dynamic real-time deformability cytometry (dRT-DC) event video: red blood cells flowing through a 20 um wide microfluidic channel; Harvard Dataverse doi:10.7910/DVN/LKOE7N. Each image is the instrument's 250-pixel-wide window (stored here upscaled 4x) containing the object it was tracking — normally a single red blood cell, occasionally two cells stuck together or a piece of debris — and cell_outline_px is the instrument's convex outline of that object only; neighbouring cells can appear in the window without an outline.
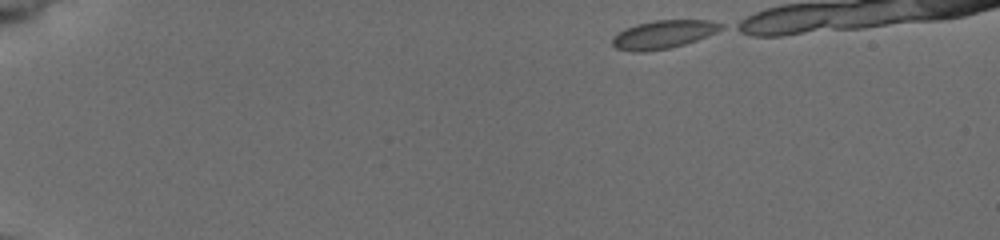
{"species": "common noctule bat (a hibernating species)", "species_latin": "Nyctalus noctula", "temperature_condition": "cold", "stored_images_in_passage": 16, "camera_frame_rate_fps": 3000, "um_per_image_px": 0.085, "animal": {"sex": "female", "body_mass_g": 19.5, "forearm_length_mm": 54.1}, "frame": {"image": 1, "passage_image": 1, "time_ms": 0.0, "image_size_px": [1000, 240], "cell_outline_px": [[724, 28], [716, 32], [696, 40], [684, 44], [668, 48], [644, 52], [640, 52], [616, 48], [612, 44], [612, 36], [624, 28], [636, 24], [652, 20], [708, 20], [724, 24]], "centroid_in_image_um": [56.37, 2.91], "position_along_channel_um": 28.6, "area_um2": 17.86}}
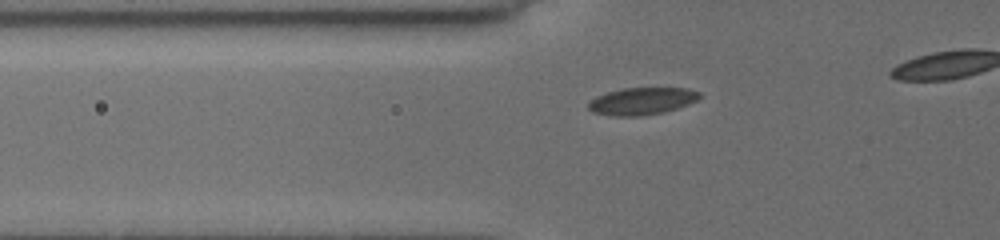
{"frame": {"image": 2, "passage_image": 11, "time_ms": 3.333, "image_size_px": [1000, 240], "cell_outline_px": [[700, 96], [696, 100], [688, 104], [664, 112], [640, 116], [616, 116], [592, 112], [588, 108], [588, 104], [596, 96], [608, 92], [624, 88], [688, 88], [700, 92]], "centroid_in_image_um": [54.56, 8.59], "position_along_channel_um": 71.2, "area_um2": 17.46}}
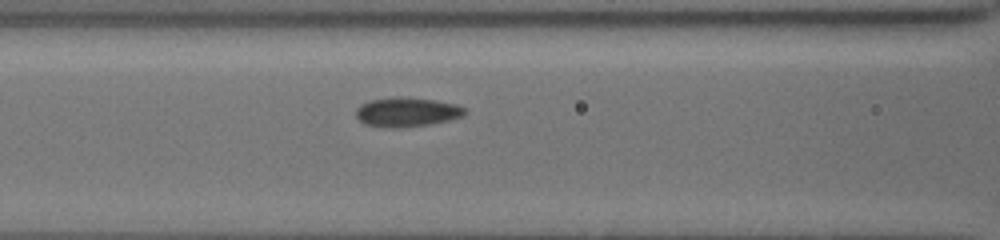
{"frame": {"image": 3, "passage_image": 15, "time_ms": 4.667, "image_size_px": [1000, 240], "cell_outline_px": [[464, 116], [448, 120], [428, 124], [400, 128], [392, 128], [364, 124], [356, 116], [356, 108], [360, 104], [368, 100], [392, 96], [404, 96], [436, 100], [456, 104], [464, 108]], "centroid_in_image_um": [34.53, 9.5], "position_along_channel_um": 132.1, "area_um2": 18.79}}